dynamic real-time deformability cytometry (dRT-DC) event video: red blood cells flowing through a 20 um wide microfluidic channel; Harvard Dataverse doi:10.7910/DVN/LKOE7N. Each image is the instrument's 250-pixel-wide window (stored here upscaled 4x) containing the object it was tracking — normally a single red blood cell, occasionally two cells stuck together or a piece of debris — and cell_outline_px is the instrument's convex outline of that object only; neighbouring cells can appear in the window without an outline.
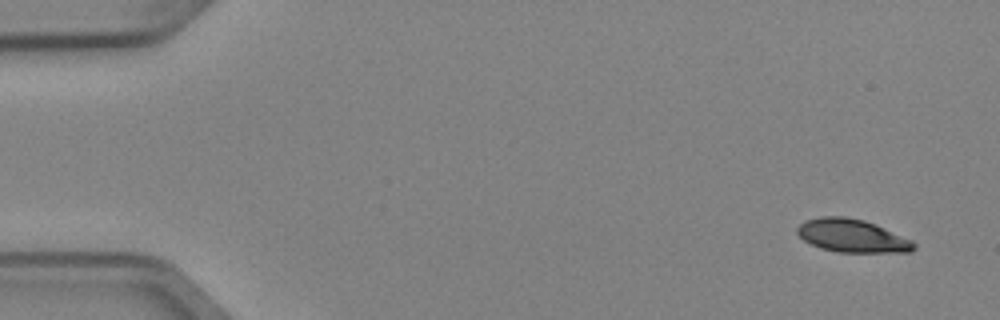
{"species": "Egyptian fruit bat (a non-hibernating species)", "species_latin": "Rousettus aegyptiacus", "temperature_condition": "cold", "stored_images_in_passage": 5, "segment_of_instrument_passage": [2, 2], "camera_frame_rate_fps": 3000, "um_per_image_px": 0.085, "animal": {"sex": "female"}, "frame": {"image": 1, "passage_image": 5, "time_ms": 1.333, "image_size_px": [1000, 320], "cell_outline_px": [[916, 248], [912, 252], [836, 252], [820, 248], [804, 240], [796, 232], [796, 228], [804, 220], [820, 216], [844, 216], [864, 220], [876, 224], [912, 240], [916, 244]], "centroid_in_image_um": [72.43, 20.04], "position_along_channel_um": 12.6, "area_um2": 22.66}}